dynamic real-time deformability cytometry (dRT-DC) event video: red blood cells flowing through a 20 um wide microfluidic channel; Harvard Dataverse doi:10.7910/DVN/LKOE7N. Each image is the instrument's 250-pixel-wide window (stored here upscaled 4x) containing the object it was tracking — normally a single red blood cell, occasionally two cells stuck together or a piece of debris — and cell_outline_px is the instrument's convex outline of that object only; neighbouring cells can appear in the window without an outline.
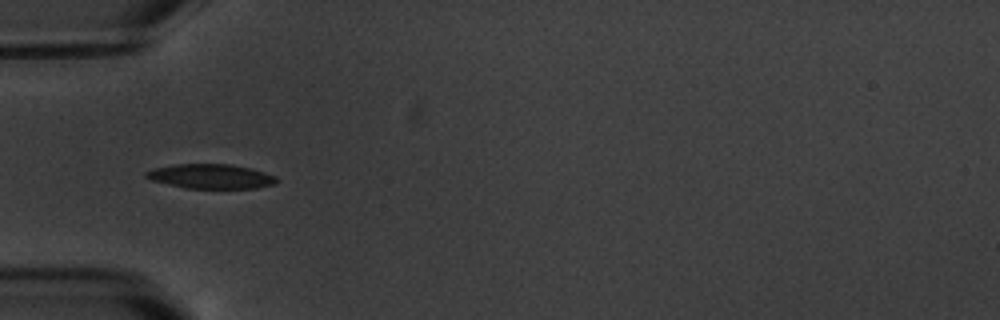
{"species": "common noctule bat (a hibernating species)", "species_latin": "Nyctalus noctula", "temperature_condition": "warm", "stored_images_in_passage": 8, "camera_frame_rate_fps": 3000, "um_per_image_px": 0.085, "animal": {"sex": "male", "body_mass_g": 20.1, "forearm_length_mm": 53.5}, "frame": {"image": 1, "passage_image": 4, "time_ms": 4.333, "image_size_px": [1000, 320], "cell_outline_px": [[280, 180], [276, 184], [256, 188], [184, 188], [152, 180], [144, 176], [144, 172], [156, 168], [172, 164], [232, 164], [264, 172], [276, 176]], "centroid_in_image_um": [17.94, 14.99], "position_along_channel_um": 67.1, "area_um2": 18.67}}
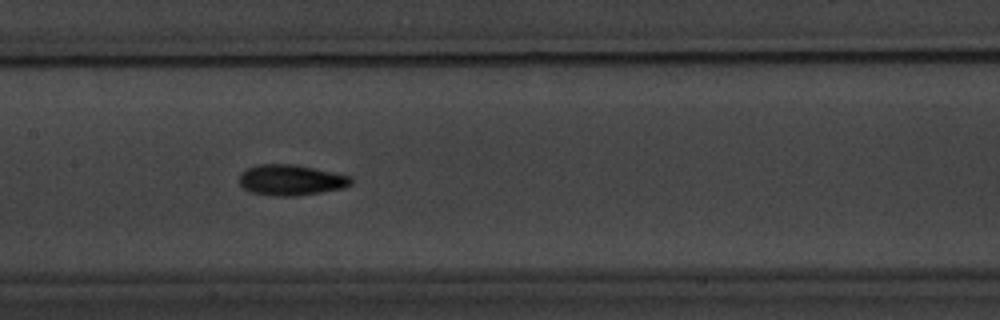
{"frame": {"image": 2, "passage_image": 7, "time_ms": 7.667, "image_size_px": [1000, 320], "cell_outline_px": [[352, 184], [344, 188], [300, 196], [272, 196], [252, 192], [244, 188], [240, 184], [240, 172], [256, 164], [296, 164], [352, 176]], "centroid_in_image_um": [24.75, 15.3], "position_along_channel_um": 182.6, "area_um2": 20.23}}